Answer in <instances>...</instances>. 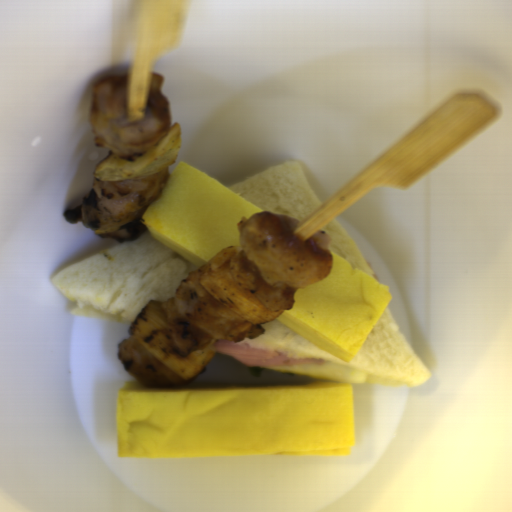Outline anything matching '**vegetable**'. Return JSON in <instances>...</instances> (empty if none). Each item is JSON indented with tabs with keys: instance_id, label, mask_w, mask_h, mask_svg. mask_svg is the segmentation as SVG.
<instances>
[{
	"instance_id": "obj_1",
	"label": "vegetable",
	"mask_w": 512,
	"mask_h": 512,
	"mask_svg": "<svg viewBox=\"0 0 512 512\" xmlns=\"http://www.w3.org/2000/svg\"><path fill=\"white\" fill-rule=\"evenodd\" d=\"M157 300L147 302L128 328V335L135 339L169 370L185 380L198 375L216 355L215 342L210 339L200 351L184 357L175 348L172 332L166 322V313Z\"/></svg>"
},
{
	"instance_id": "obj_2",
	"label": "vegetable",
	"mask_w": 512,
	"mask_h": 512,
	"mask_svg": "<svg viewBox=\"0 0 512 512\" xmlns=\"http://www.w3.org/2000/svg\"><path fill=\"white\" fill-rule=\"evenodd\" d=\"M239 247L222 248L202 272L200 286L219 302L254 325L272 322L283 310H267L233 275L232 265Z\"/></svg>"
},
{
	"instance_id": "obj_3",
	"label": "vegetable",
	"mask_w": 512,
	"mask_h": 512,
	"mask_svg": "<svg viewBox=\"0 0 512 512\" xmlns=\"http://www.w3.org/2000/svg\"><path fill=\"white\" fill-rule=\"evenodd\" d=\"M182 129L174 122L164 138L134 161L118 158L113 150L98 162L93 177L104 182H132L150 177L177 162Z\"/></svg>"
}]
</instances>
